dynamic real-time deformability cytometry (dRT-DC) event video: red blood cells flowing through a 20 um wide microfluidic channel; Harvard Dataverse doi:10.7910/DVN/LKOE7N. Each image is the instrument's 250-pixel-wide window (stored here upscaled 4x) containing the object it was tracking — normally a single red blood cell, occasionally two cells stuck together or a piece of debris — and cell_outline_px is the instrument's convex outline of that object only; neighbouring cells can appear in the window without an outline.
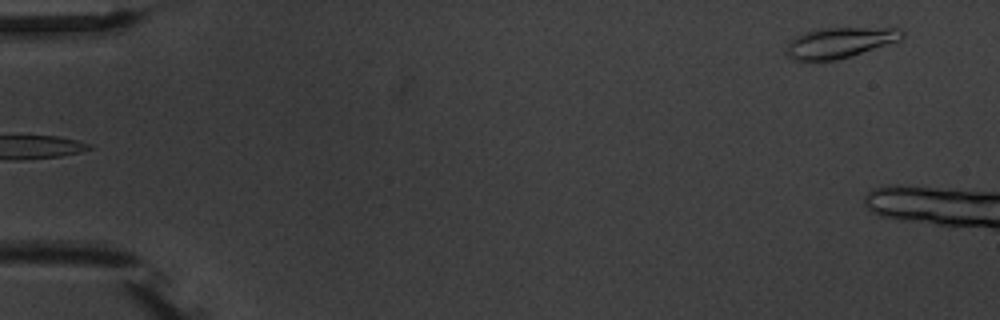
{"species": "common noctule bat (a hibernating species)", "species_latin": "Nyctalus noctula", "temperature_condition": "warm", "stored_images_in_passage": 3, "camera_frame_rate_fps": 3000, "um_per_image_px": 0.085, "animal": {"sex": "male", "body_mass_g": 20.1, "forearm_length_mm": 53.5}, "frame": {"image": 1, "passage_image": 3, "time_ms": 2.333, "image_size_px": [1000, 320], "cell_outline_px": [[904, 36], [900, 40], [852, 56], [836, 60], [792, 60], [788, 56], [788, 44], [796, 36], [804, 32], [820, 28], [900, 28], [904, 32]], "centroid_in_image_um": [71.41, 3.62], "position_along_channel_um": 13.6, "area_um2": 20.4}}